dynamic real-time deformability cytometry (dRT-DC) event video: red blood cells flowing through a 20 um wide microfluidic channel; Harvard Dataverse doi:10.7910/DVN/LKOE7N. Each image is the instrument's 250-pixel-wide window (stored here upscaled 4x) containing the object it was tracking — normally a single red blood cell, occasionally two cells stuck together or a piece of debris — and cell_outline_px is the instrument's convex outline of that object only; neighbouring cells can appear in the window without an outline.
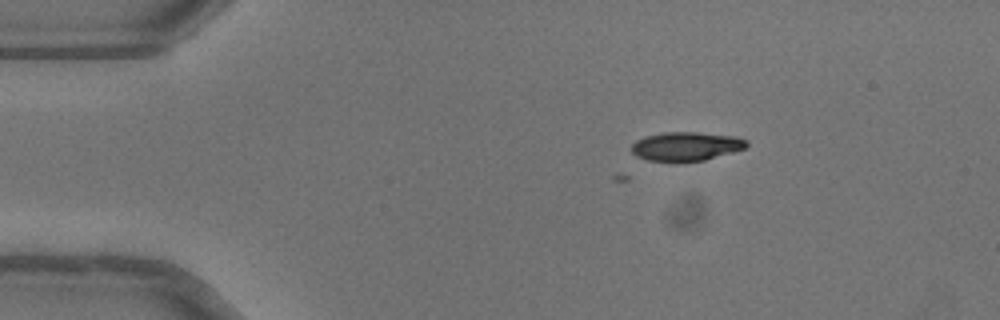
{"species": "common noctule bat (a hibernating species)", "species_latin": "Nyctalus noctula", "temperature_condition": "warm", "stored_images_in_passage": 2, "camera_frame_rate_fps": 3000, "um_per_image_px": 0.085, "animal": {"sex": "female"}, "frame": {"image": 1, "passage_image": 2, "time_ms": 0.333, "image_size_px": [1000, 320], "cell_outline_px": [[748, 144], [744, 148], [732, 152], [704, 160], [680, 164], [676, 164], [648, 160], [636, 156], [632, 152], [632, 144], [636, 140], [644, 136], [664, 132], [696, 132], [736, 136], [748, 140]], "centroid_in_image_um": [58.28, 12.46], "position_along_channel_um": 26.7, "area_um2": 19.88}}